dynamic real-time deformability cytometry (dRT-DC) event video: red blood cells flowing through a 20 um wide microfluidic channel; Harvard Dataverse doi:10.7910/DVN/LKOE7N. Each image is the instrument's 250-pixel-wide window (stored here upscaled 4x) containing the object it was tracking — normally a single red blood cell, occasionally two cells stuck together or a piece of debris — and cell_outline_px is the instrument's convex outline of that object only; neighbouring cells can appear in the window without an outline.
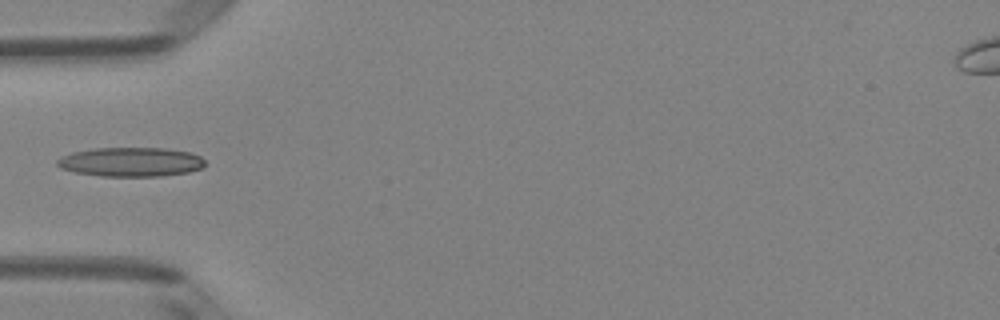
{"species": "Egyptian fruit bat (a non-hibernating species)", "species_latin": "Rousettus aegyptiacus", "temperature_condition": "room temperature", "stored_images_in_passage": 5, "camera_frame_rate_fps": 3000, "um_per_image_px": 0.085, "animal": {"sex": "female"}, "frame": {"image": 1, "passage_image": 5, "time_ms": 1.333, "image_size_px": [1000, 320], "cell_outline_px": [[204, 164], [200, 168], [188, 172], [160, 176], [100, 176], [76, 172], [60, 168], [56, 164], [56, 160], [60, 156], [72, 152], [96, 148], [164, 148], [192, 152], [200, 156], [204, 160]], "centroid_in_image_um": [11.09, 13.76], "position_along_channel_um": 73.9, "area_um2": 25.2}}